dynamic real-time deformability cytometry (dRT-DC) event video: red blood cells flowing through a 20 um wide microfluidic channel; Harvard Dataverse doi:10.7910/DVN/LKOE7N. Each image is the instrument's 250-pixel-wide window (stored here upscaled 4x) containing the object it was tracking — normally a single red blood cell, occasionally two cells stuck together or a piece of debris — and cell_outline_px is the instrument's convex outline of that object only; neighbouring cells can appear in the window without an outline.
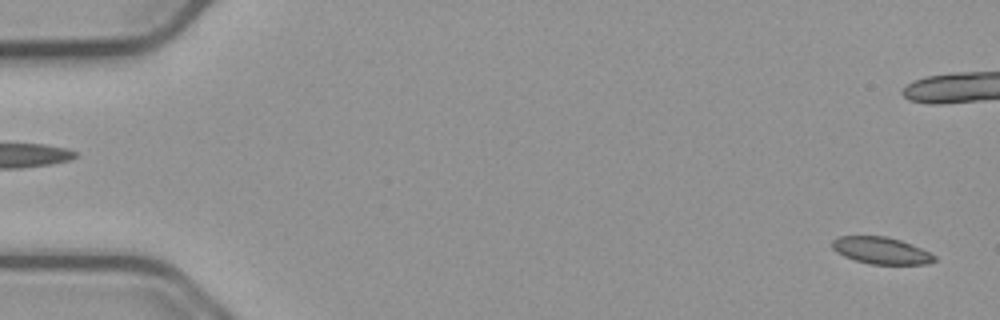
{"species": "common noctule bat (a hibernating species)", "species_latin": "Nyctalus noctula", "temperature_condition": "cold", "stored_images_in_passage": 56, "camera_frame_rate_fps": 3000, "um_per_image_px": 0.085, "animal": {"sex": "male", "body_mass_g": 23.1, "forearm_length_mm": 52.7}, "frame": {"image": 1, "passage_image": 2, "time_ms": 0.333, "image_size_px": [1000, 320], "cell_outline_px": [[936, 260], [924, 264], [872, 264], [856, 260], [844, 256], [836, 252], [832, 248], [832, 240], [840, 236], [884, 236], [900, 240], [920, 248], [936, 256]], "centroid_in_image_um": [74.87, 21.29], "position_along_channel_um": 10.1, "area_um2": 15.78}}
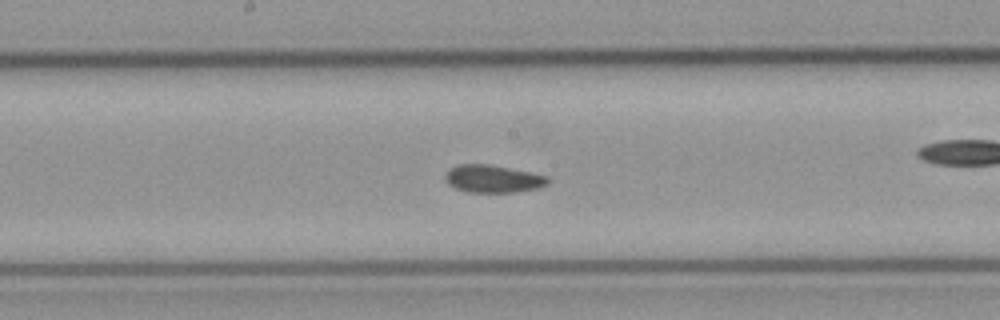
{"frame": {"image": 2, "passage_image": 29, "time_ms": 9.333, "image_size_px": [1000, 320], "cell_outline_px": [[548, 184], [540, 188], [516, 192], [468, 192], [456, 188], [448, 184], [444, 180], [444, 176], [448, 168], [456, 164], [488, 164], [532, 172], [548, 176]], "centroid_in_image_um": [41.88, 15.19], "position_along_channel_um": 206.3, "area_um2": 16.76}}
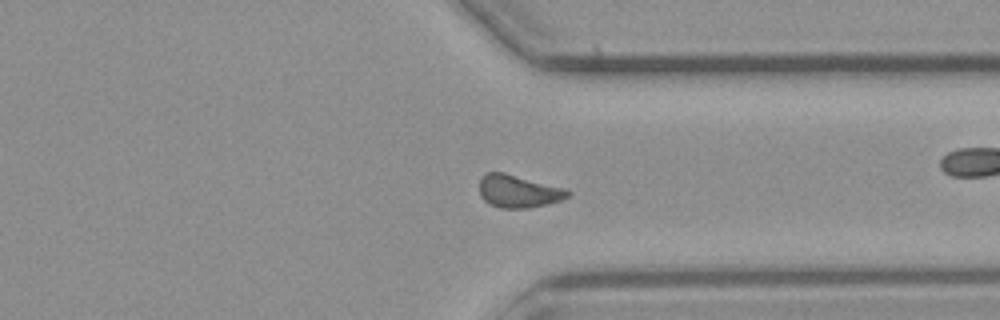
{"frame": {"image": 3, "passage_image": 42, "time_ms": 13.667, "image_size_px": [1000, 320], "cell_outline_px": [[572, 192], [568, 196], [560, 200], [528, 208], [500, 208], [484, 200], [480, 196], [480, 180], [484, 172], [504, 172], [564, 188]], "centroid_in_image_um": [44.03, 16.24], "position_along_channel_um": 367.4, "area_um2": 16.65}, "authors_computed_cell_mechanics": {"area_um2": 16.5597, "velocity_mm_per_s": 3.7336, "shape_relaxation_time_tau1_ms": 5.7896, "shape_relaxation_time_tau2_ms": 3.2336, "deformation_change_tau1": 0.0886, "deformation_change_tau2": 0.0838}}